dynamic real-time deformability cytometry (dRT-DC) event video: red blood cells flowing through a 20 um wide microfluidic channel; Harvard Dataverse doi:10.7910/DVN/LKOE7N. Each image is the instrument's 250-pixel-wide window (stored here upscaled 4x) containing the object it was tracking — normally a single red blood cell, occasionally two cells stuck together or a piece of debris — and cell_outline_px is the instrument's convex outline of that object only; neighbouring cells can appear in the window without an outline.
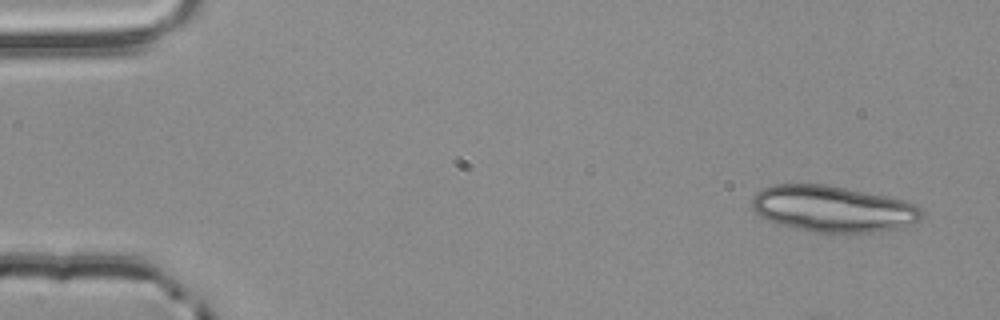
{"species": "common noctule bat (a hibernating species)", "species_latin": "Nyctalus noctula", "temperature_condition": "room temperature", "stored_images_in_passage": 3, "camera_frame_rate_fps": 3000, "um_per_image_px": 0.085, "animal": {"sex": "male", "body_mass_g": 20.4}, "frame": {"image": 1, "passage_image": 1, "time_ms": 0.0, "image_size_px": [1000, 320], "cell_outline_px": [[924, 216], [920, 220], [900, 228], [880, 232], [848, 236], [816, 232], [796, 228], [780, 224], [768, 220], [760, 216], [752, 208], [752, 196], [756, 192], [772, 184], [828, 184], [904, 200], [920, 208], [924, 212]], "centroid_in_image_um": [70.82, 17.79], "position_along_channel_um": 14.2, "area_um2": 46.7}}